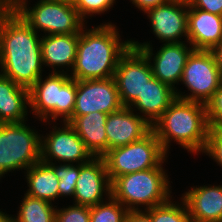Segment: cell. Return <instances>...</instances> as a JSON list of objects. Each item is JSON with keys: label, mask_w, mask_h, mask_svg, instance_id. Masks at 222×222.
I'll list each match as a JSON object with an SVG mask.
<instances>
[{"label": "cell", "mask_w": 222, "mask_h": 222, "mask_svg": "<svg viewBox=\"0 0 222 222\" xmlns=\"http://www.w3.org/2000/svg\"><path fill=\"white\" fill-rule=\"evenodd\" d=\"M13 8H0L2 75L30 89L41 77V37Z\"/></svg>", "instance_id": "1"}, {"label": "cell", "mask_w": 222, "mask_h": 222, "mask_svg": "<svg viewBox=\"0 0 222 222\" xmlns=\"http://www.w3.org/2000/svg\"><path fill=\"white\" fill-rule=\"evenodd\" d=\"M80 31L73 72L76 80L107 79L114 76L119 59L132 46V41L119 42L115 26L106 23Z\"/></svg>", "instance_id": "2"}, {"label": "cell", "mask_w": 222, "mask_h": 222, "mask_svg": "<svg viewBox=\"0 0 222 222\" xmlns=\"http://www.w3.org/2000/svg\"><path fill=\"white\" fill-rule=\"evenodd\" d=\"M152 128L165 153L174 139L192 153L204 152L209 132L206 104L176 98Z\"/></svg>", "instance_id": "3"}, {"label": "cell", "mask_w": 222, "mask_h": 222, "mask_svg": "<svg viewBox=\"0 0 222 222\" xmlns=\"http://www.w3.org/2000/svg\"><path fill=\"white\" fill-rule=\"evenodd\" d=\"M167 178L162 163L156 168L116 177L111 181V197L128 211L138 210L141 204L145 209L164 204L171 193Z\"/></svg>", "instance_id": "4"}, {"label": "cell", "mask_w": 222, "mask_h": 222, "mask_svg": "<svg viewBox=\"0 0 222 222\" xmlns=\"http://www.w3.org/2000/svg\"><path fill=\"white\" fill-rule=\"evenodd\" d=\"M77 91V80L53 69L44 81L42 77L29 89V101L35 115L41 120L59 116L66 122L73 114Z\"/></svg>", "instance_id": "5"}, {"label": "cell", "mask_w": 222, "mask_h": 222, "mask_svg": "<svg viewBox=\"0 0 222 222\" xmlns=\"http://www.w3.org/2000/svg\"><path fill=\"white\" fill-rule=\"evenodd\" d=\"M25 124H0V177L8 171L27 170L41 161L42 137Z\"/></svg>", "instance_id": "6"}, {"label": "cell", "mask_w": 222, "mask_h": 222, "mask_svg": "<svg viewBox=\"0 0 222 222\" xmlns=\"http://www.w3.org/2000/svg\"><path fill=\"white\" fill-rule=\"evenodd\" d=\"M166 154L152 130L138 141L108 150L102 158L112 181L122 175L156 168L164 163Z\"/></svg>", "instance_id": "7"}, {"label": "cell", "mask_w": 222, "mask_h": 222, "mask_svg": "<svg viewBox=\"0 0 222 222\" xmlns=\"http://www.w3.org/2000/svg\"><path fill=\"white\" fill-rule=\"evenodd\" d=\"M26 0H20L13 9L33 30H43L48 35L80 33L84 26L73 4L62 1L40 0L28 9Z\"/></svg>", "instance_id": "8"}, {"label": "cell", "mask_w": 222, "mask_h": 222, "mask_svg": "<svg viewBox=\"0 0 222 222\" xmlns=\"http://www.w3.org/2000/svg\"><path fill=\"white\" fill-rule=\"evenodd\" d=\"M152 51L150 43L132 41V46L119 59L113 78L124 107L141 95L146 83L153 77L150 65L154 55Z\"/></svg>", "instance_id": "9"}, {"label": "cell", "mask_w": 222, "mask_h": 222, "mask_svg": "<svg viewBox=\"0 0 222 222\" xmlns=\"http://www.w3.org/2000/svg\"><path fill=\"white\" fill-rule=\"evenodd\" d=\"M181 81L192 94L182 95L175 90L177 98L206 104L222 85V76L213 52L193 50L187 58Z\"/></svg>", "instance_id": "10"}, {"label": "cell", "mask_w": 222, "mask_h": 222, "mask_svg": "<svg viewBox=\"0 0 222 222\" xmlns=\"http://www.w3.org/2000/svg\"><path fill=\"white\" fill-rule=\"evenodd\" d=\"M123 107L113 77L77 80L76 100L72 115H85L95 111L109 114Z\"/></svg>", "instance_id": "11"}, {"label": "cell", "mask_w": 222, "mask_h": 222, "mask_svg": "<svg viewBox=\"0 0 222 222\" xmlns=\"http://www.w3.org/2000/svg\"><path fill=\"white\" fill-rule=\"evenodd\" d=\"M64 126L62 129L55 127L50 135L41 141V161L50 163L54 158L58 162L88 163L93 158L92 154L86 149L74 127L69 122H64Z\"/></svg>", "instance_id": "12"}, {"label": "cell", "mask_w": 222, "mask_h": 222, "mask_svg": "<svg viewBox=\"0 0 222 222\" xmlns=\"http://www.w3.org/2000/svg\"><path fill=\"white\" fill-rule=\"evenodd\" d=\"M103 192H108L107 196L111 197V181L104 159L93 157L88 163L79 164V177L73 196L75 205L91 207L102 203Z\"/></svg>", "instance_id": "13"}, {"label": "cell", "mask_w": 222, "mask_h": 222, "mask_svg": "<svg viewBox=\"0 0 222 222\" xmlns=\"http://www.w3.org/2000/svg\"><path fill=\"white\" fill-rule=\"evenodd\" d=\"M132 109L123 107L108 114L105 125L107 151L138 141L153 130L148 120L134 114Z\"/></svg>", "instance_id": "14"}, {"label": "cell", "mask_w": 222, "mask_h": 222, "mask_svg": "<svg viewBox=\"0 0 222 222\" xmlns=\"http://www.w3.org/2000/svg\"><path fill=\"white\" fill-rule=\"evenodd\" d=\"M147 13L153 33L160 40L165 43H179L182 41L178 39L184 34L188 41V4L169 0Z\"/></svg>", "instance_id": "15"}, {"label": "cell", "mask_w": 222, "mask_h": 222, "mask_svg": "<svg viewBox=\"0 0 222 222\" xmlns=\"http://www.w3.org/2000/svg\"><path fill=\"white\" fill-rule=\"evenodd\" d=\"M221 39V15L188 9V42L194 50L211 51Z\"/></svg>", "instance_id": "16"}, {"label": "cell", "mask_w": 222, "mask_h": 222, "mask_svg": "<svg viewBox=\"0 0 222 222\" xmlns=\"http://www.w3.org/2000/svg\"><path fill=\"white\" fill-rule=\"evenodd\" d=\"M185 43H164L154 56L151 69L159 81L175 89L174 84L181 80L188 56L193 51Z\"/></svg>", "instance_id": "17"}, {"label": "cell", "mask_w": 222, "mask_h": 222, "mask_svg": "<svg viewBox=\"0 0 222 222\" xmlns=\"http://www.w3.org/2000/svg\"><path fill=\"white\" fill-rule=\"evenodd\" d=\"M182 199L191 222H222V186L191 188Z\"/></svg>", "instance_id": "18"}, {"label": "cell", "mask_w": 222, "mask_h": 222, "mask_svg": "<svg viewBox=\"0 0 222 222\" xmlns=\"http://www.w3.org/2000/svg\"><path fill=\"white\" fill-rule=\"evenodd\" d=\"M107 117L108 114L95 111L85 115H72L66 121L74 127L93 157H102L107 152Z\"/></svg>", "instance_id": "19"}, {"label": "cell", "mask_w": 222, "mask_h": 222, "mask_svg": "<svg viewBox=\"0 0 222 222\" xmlns=\"http://www.w3.org/2000/svg\"><path fill=\"white\" fill-rule=\"evenodd\" d=\"M176 98L175 89L153 76L146 83L141 95L128 107H136L153 125Z\"/></svg>", "instance_id": "20"}, {"label": "cell", "mask_w": 222, "mask_h": 222, "mask_svg": "<svg viewBox=\"0 0 222 222\" xmlns=\"http://www.w3.org/2000/svg\"><path fill=\"white\" fill-rule=\"evenodd\" d=\"M29 89L14 83L0 73V124L25 122Z\"/></svg>", "instance_id": "21"}, {"label": "cell", "mask_w": 222, "mask_h": 222, "mask_svg": "<svg viewBox=\"0 0 222 222\" xmlns=\"http://www.w3.org/2000/svg\"><path fill=\"white\" fill-rule=\"evenodd\" d=\"M80 33L45 35L41 38L43 65L73 69Z\"/></svg>", "instance_id": "22"}, {"label": "cell", "mask_w": 222, "mask_h": 222, "mask_svg": "<svg viewBox=\"0 0 222 222\" xmlns=\"http://www.w3.org/2000/svg\"><path fill=\"white\" fill-rule=\"evenodd\" d=\"M26 174L29 184L27 195L50 203L60 197L59 178L49 164L39 161L29 167Z\"/></svg>", "instance_id": "23"}, {"label": "cell", "mask_w": 222, "mask_h": 222, "mask_svg": "<svg viewBox=\"0 0 222 222\" xmlns=\"http://www.w3.org/2000/svg\"><path fill=\"white\" fill-rule=\"evenodd\" d=\"M56 210L52 203L25 194L18 216L12 222H56Z\"/></svg>", "instance_id": "24"}, {"label": "cell", "mask_w": 222, "mask_h": 222, "mask_svg": "<svg viewBox=\"0 0 222 222\" xmlns=\"http://www.w3.org/2000/svg\"><path fill=\"white\" fill-rule=\"evenodd\" d=\"M183 205L179 207L170 200L164 204L145 209L152 222H191L187 205L182 199Z\"/></svg>", "instance_id": "25"}, {"label": "cell", "mask_w": 222, "mask_h": 222, "mask_svg": "<svg viewBox=\"0 0 222 222\" xmlns=\"http://www.w3.org/2000/svg\"><path fill=\"white\" fill-rule=\"evenodd\" d=\"M108 199V203L102 202L90 207V222H125L127 208L112 197Z\"/></svg>", "instance_id": "26"}, {"label": "cell", "mask_w": 222, "mask_h": 222, "mask_svg": "<svg viewBox=\"0 0 222 222\" xmlns=\"http://www.w3.org/2000/svg\"><path fill=\"white\" fill-rule=\"evenodd\" d=\"M55 171L59 178V193L60 196H74L76 181L79 177V165H72L70 163L55 166L53 162L47 163Z\"/></svg>", "instance_id": "27"}, {"label": "cell", "mask_w": 222, "mask_h": 222, "mask_svg": "<svg viewBox=\"0 0 222 222\" xmlns=\"http://www.w3.org/2000/svg\"><path fill=\"white\" fill-rule=\"evenodd\" d=\"M115 0H74L73 6L84 21L85 16L100 14L112 7Z\"/></svg>", "instance_id": "28"}, {"label": "cell", "mask_w": 222, "mask_h": 222, "mask_svg": "<svg viewBox=\"0 0 222 222\" xmlns=\"http://www.w3.org/2000/svg\"><path fill=\"white\" fill-rule=\"evenodd\" d=\"M209 128H222V85L206 103Z\"/></svg>", "instance_id": "29"}, {"label": "cell", "mask_w": 222, "mask_h": 222, "mask_svg": "<svg viewBox=\"0 0 222 222\" xmlns=\"http://www.w3.org/2000/svg\"><path fill=\"white\" fill-rule=\"evenodd\" d=\"M56 222H90V207L74 205L60 210L57 209Z\"/></svg>", "instance_id": "30"}, {"label": "cell", "mask_w": 222, "mask_h": 222, "mask_svg": "<svg viewBox=\"0 0 222 222\" xmlns=\"http://www.w3.org/2000/svg\"><path fill=\"white\" fill-rule=\"evenodd\" d=\"M204 152L222 166V128H209Z\"/></svg>", "instance_id": "31"}, {"label": "cell", "mask_w": 222, "mask_h": 222, "mask_svg": "<svg viewBox=\"0 0 222 222\" xmlns=\"http://www.w3.org/2000/svg\"><path fill=\"white\" fill-rule=\"evenodd\" d=\"M188 8H196L222 16V0H192Z\"/></svg>", "instance_id": "32"}, {"label": "cell", "mask_w": 222, "mask_h": 222, "mask_svg": "<svg viewBox=\"0 0 222 222\" xmlns=\"http://www.w3.org/2000/svg\"><path fill=\"white\" fill-rule=\"evenodd\" d=\"M125 222H152L150 215L142 210H129L125 217Z\"/></svg>", "instance_id": "33"}, {"label": "cell", "mask_w": 222, "mask_h": 222, "mask_svg": "<svg viewBox=\"0 0 222 222\" xmlns=\"http://www.w3.org/2000/svg\"><path fill=\"white\" fill-rule=\"evenodd\" d=\"M139 9L145 13L154 7L166 4L169 0H131Z\"/></svg>", "instance_id": "34"}, {"label": "cell", "mask_w": 222, "mask_h": 222, "mask_svg": "<svg viewBox=\"0 0 222 222\" xmlns=\"http://www.w3.org/2000/svg\"><path fill=\"white\" fill-rule=\"evenodd\" d=\"M211 51L215 56L216 63L222 76V39Z\"/></svg>", "instance_id": "35"}, {"label": "cell", "mask_w": 222, "mask_h": 222, "mask_svg": "<svg viewBox=\"0 0 222 222\" xmlns=\"http://www.w3.org/2000/svg\"><path fill=\"white\" fill-rule=\"evenodd\" d=\"M20 0H0V8H13Z\"/></svg>", "instance_id": "36"}, {"label": "cell", "mask_w": 222, "mask_h": 222, "mask_svg": "<svg viewBox=\"0 0 222 222\" xmlns=\"http://www.w3.org/2000/svg\"><path fill=\"white\" fill-rule=\"evenodd\" d=\"M0 222H12V217H9V215H6L0 211Z\"/></svg>", "instance_id": "37"}, {"label": "cell", "mask_w": 222, "mask_h": 222, "mask_svg": "<svg viewBox=\"0 0 222 222\" xmlns=\"http://www.w3.org/2000/svg\"><path fill=\"white\" fill-rule=\"evenodd\" d=\"M170 1L181 2L189 5L192 0H170Z\"/></svg>", "instance_id": "38"}, {"label": "cell", "mask_w": 222, "mask_h": 222, "mask_svg": "<svg viewBox=\"0 0 222 222\" xmlns=\"http://www.w3.org/2000/svg\"><path fill=\"white\" fill-rule=\"evenodd\" d=\"M47 1H62V2H68V3L73 4L74 0H47Z\"/></svg>", "instance_id": "39"}]
</instances>
